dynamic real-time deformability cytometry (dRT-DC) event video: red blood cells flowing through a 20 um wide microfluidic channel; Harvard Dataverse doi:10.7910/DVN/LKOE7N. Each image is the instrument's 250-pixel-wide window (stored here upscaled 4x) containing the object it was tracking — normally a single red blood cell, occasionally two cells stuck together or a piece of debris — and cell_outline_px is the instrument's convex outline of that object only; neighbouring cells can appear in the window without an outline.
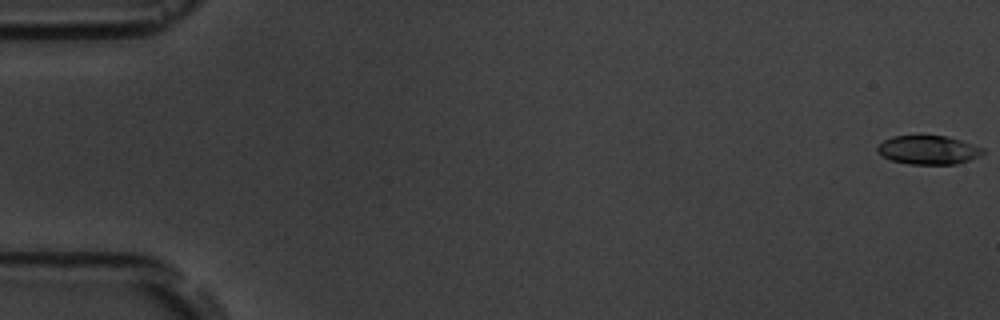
{"species": "common noctule bat (a hibernating species)", "species_latin": "Nyctalus noctula", "temperature_condition": "room temperature", "stored_images_in_passage": 7, "camera_frame_rate_fps": 3000, "um_per_image_px": 0.085, "animal": {"sex": "male", "body_mass_g": 19.5, "forearm_length_mm": 54.6}, "frame": {"image": 1, "passage_image": 1, "time_ms": 0.0, "image_size_px": [1000, 320], "cell_outline_px": [[984, 152], [980, 156], [956, 164], [908, 164], [892, 160], [876, 152], [876, 148], [884, 140], [892, 136], [920, 132], [948, 136], [984, 148]], "centroid_in_image_um": [78.87, 12.69], "position_along_channel_um": 6.1, "area_um2": 18.38}}
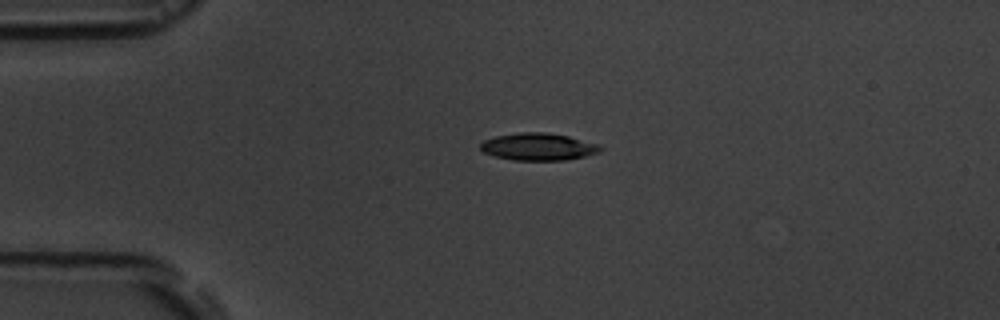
{"frame": {"image": 2, "passage_image": 5, "time_ms": 4.333, "image_size_px": [1000, 320], "cell_outline_px": [[604, 148], [600, 152], [584, 156], [564, 160], [512, 160], [496, 156], [484, 152], [480, 148], [480, 144], [484, 140], [496, 136], [520, 132], [544, 132], [568, 136], [600, 144]], "centroid_in_image_um": [45.78, 12.47], "position_along_channel_um": 39.2, "area_um2": 19.02}}
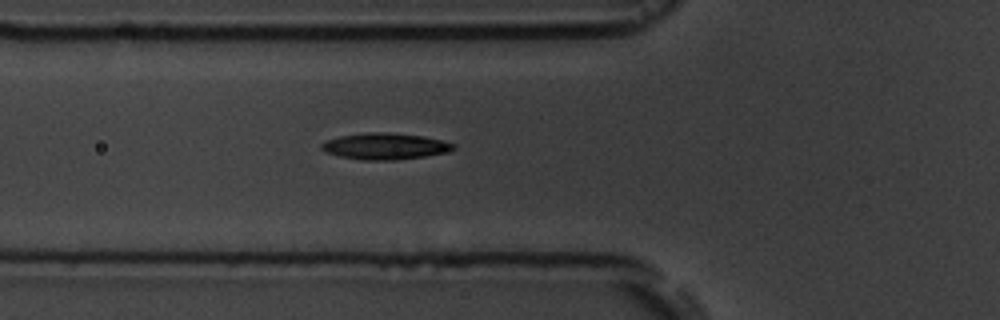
{"frame": {"image": 3, "passage_image": 7, "time_ms": 6.667, "image_size_px": [1000, 320], "cell_outline_px": [[456, 148], [448, 152], [424, 156], [396, 160], [364, 160], [340, 156], [324, 152], [320, 148], [320, 144], [324, 140], [340, 136], [364, 132], [384, 132], [424, 136], [456, 144]], "centroid_in_image_um": [32.69, 12.42], "position_along_channel_um": 93.1, "area_um2": 20.4}}